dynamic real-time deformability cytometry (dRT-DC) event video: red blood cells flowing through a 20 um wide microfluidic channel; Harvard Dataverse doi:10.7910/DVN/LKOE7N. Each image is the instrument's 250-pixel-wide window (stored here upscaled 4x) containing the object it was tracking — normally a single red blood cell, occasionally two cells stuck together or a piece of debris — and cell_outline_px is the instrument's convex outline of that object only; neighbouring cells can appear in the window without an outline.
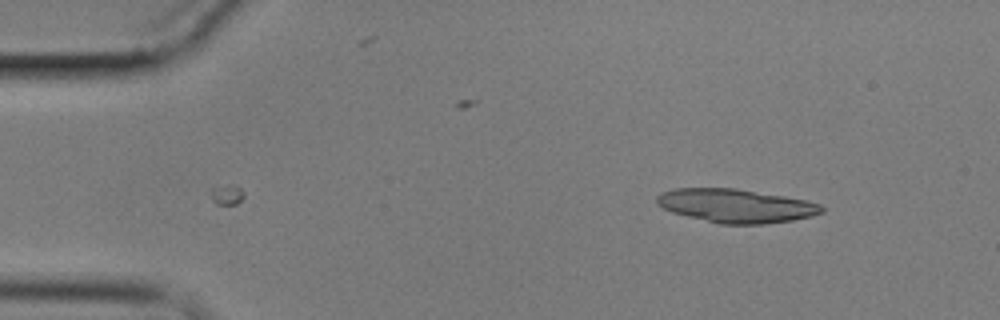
{"species": "common noctule bat (a hibernating species)", "species_latin": "Nyctalus noctula", "temperature_condition": "cold", "stored_images_in_passage": 6, "segment_of_instrument_passage": [2, 2], "camera_frame_rate_fps": 3000, "um_per_image_px": 0.085, "animal": {"sex": "male", "body_mass_g": 17.9}, "frame": {"image": 1, "passage_image": 6, "time_ms": 6.0, "image_size_px": [1000, 320], "cell_outline_px": [[824, 212], [812, 216], [792, 220], [764, 224], [720, 224], [672, 212], [656, 204], [656, 196], [660, 192], [676, 188], [736, 188], [784, 196], [804, 200], [820, 204], [824, 208]], "centroid_in_image_um": [62.54, 17.49], "position_along_channel_um": 22.5, "area_um2": 32.25}}